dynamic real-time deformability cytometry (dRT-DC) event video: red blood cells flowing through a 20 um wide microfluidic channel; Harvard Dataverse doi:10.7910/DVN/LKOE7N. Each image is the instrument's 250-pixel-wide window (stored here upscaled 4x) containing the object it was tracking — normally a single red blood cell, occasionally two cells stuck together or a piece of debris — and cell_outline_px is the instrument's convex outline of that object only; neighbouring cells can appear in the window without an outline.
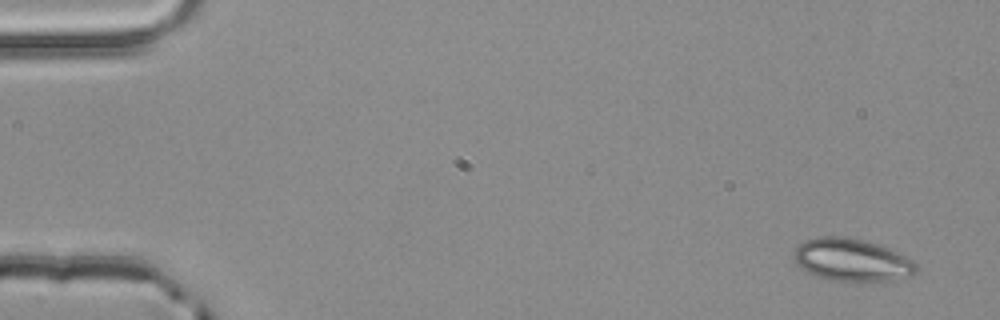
{"species": "common noctule bat (a hibernating species)", "species_latin": "Nyctalus noctula", "temperature_condition": "room temperature", "stored_images_in_passage": 5, "camera_frame_rate_fps": 3000, "um_per_image_px": 0.085, "animal": {"sex": "male", "body_mass_g": 20.4}, "frame": {"image": 1, "passage_image": 1, "time_ms": 0.0, "image_size_px": [1000, 320], "cell_outline_px": [[920, 268], [912, 276], [892, 280], [832, 280], [808, 272], [800, 268], [796, 264], [796, 248], [804, 240], [820, 236], [840, 236], [864, 240], [876, 244], [904, 256], [912, 260]], "centroid_in_image_um": [72.42, 22.09], "position_along_channel_um": 12.6, "area_um2": 29.71}}